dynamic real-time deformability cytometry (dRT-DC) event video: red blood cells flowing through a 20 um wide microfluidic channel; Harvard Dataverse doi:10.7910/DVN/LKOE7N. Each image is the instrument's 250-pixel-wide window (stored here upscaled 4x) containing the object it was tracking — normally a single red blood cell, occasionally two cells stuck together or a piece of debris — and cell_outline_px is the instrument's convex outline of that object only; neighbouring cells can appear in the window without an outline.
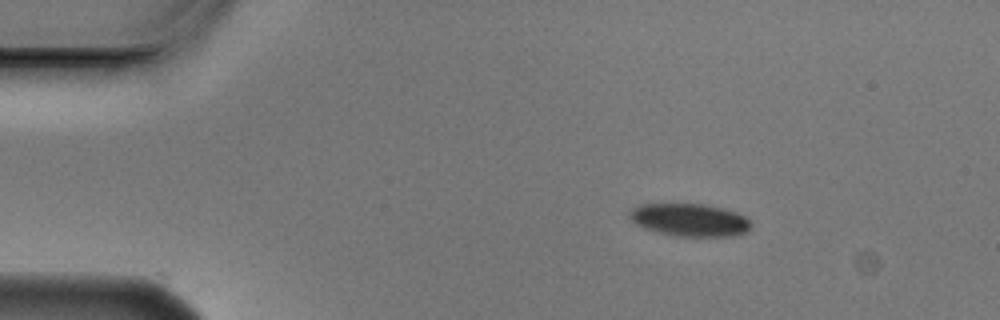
{"species": "Egyptian fruit bat (a non-hibernating species)", "species_latin": "Rousettus aegyptiacus", "temperature_condition": "cold", "stored_images_in_passage": 4, "camera_frame_rate_fps": 3000, "um_per_image_px": 0.085, "animal": {"sex": "male"}, "frame": {"image": 1, "passage_image": 2, "time_ms": 0.333, "image_size_px": [1000, 320], "cell_outline_px": [[752, 224], [744, 232], [732, 236], [680, 236], [660, 232], [644, 228], [636, 224], [628, 216], [628, 212], [632, 208], [640, 204], [704, 204], [736, 212], [744, 216]], "centroid_in_image_um": [58.58, 18.68], "position_along_channel_um": 26.4, "area_um2": 22.83}}